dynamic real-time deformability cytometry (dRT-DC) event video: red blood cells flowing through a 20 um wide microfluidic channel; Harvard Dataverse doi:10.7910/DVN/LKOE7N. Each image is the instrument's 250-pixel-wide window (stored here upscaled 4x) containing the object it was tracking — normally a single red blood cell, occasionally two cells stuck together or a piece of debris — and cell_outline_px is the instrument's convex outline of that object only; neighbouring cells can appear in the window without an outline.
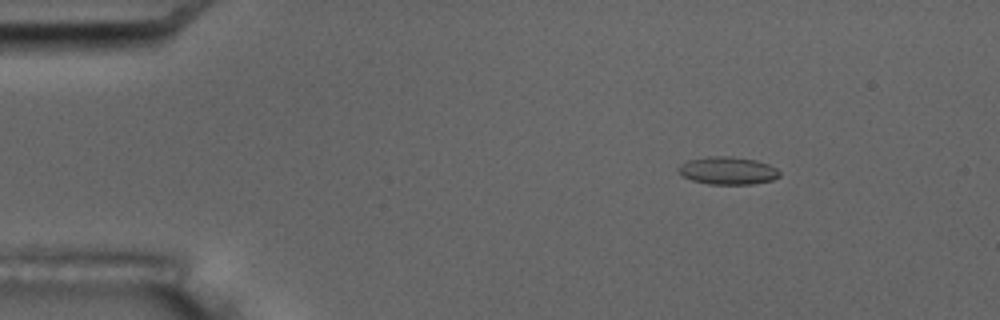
{"species": "common noctule bat (a hibernating species)", "species_latin": "Nyctalus noctula", "temperature_condition": "room temperature", "stored_images_in_passage": 6, "camera_frame_rate_fps": 3000, "um_per_image_px": 0.085, "animal": {"sex": "male", "body_mass_g": 17.5, "forearm_length_mm": 52.3}, "frame": {"image": 1, "passage_image": 3, "time_ms": 2.333, "image_size_px": [1000, 320], "cell_outline_px": [[780, 176], [772, 180], [752, 184], [708, 184], [692, 180], [684, 176], [676, 168], [680, 164], [688, 160], [708, 156], [732, 156], [756, 160], [768, 164], [776, 168], [780, 172]], "centroid_in_image_um": [61.86, 14.49], "position_along_channel_um": 23.1, "area_um2": 16.36}}